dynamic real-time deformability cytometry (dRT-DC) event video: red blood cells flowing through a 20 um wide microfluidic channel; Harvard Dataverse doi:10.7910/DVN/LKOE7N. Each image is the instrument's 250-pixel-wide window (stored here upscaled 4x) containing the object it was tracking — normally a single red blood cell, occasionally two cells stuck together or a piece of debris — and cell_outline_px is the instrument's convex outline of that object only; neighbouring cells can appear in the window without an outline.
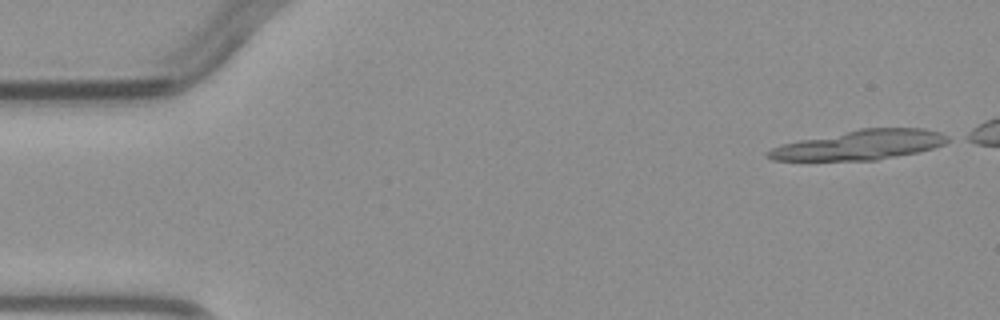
{"species": "common noctule bat (a hibernating species)", "species_latin": "Nyctalus noctula", "temperature_condition": "warm", "stored_images_in_passage": 5, "camera_frame_rate_fps": 3000, "um_per_image_px": 0.085, "animal": {"sex": "male", "body_mass_g": 23.1, "forearm_length_mm": 52.7}, "frame": {"image": 1, "passage_image": 1, "time_ms": 0.0, "image_size_px": [1000, 320], "cell_outline_px": [[952, 140], [944, 144], [920, 152], [876, 160], [772, 160], [764, 156], [764, 152], [772, 148], [784, 144], [800, 140], [860, 128], [924, 128], [940, 132], [948, 136]], "centroid_in_image_um": [73.13, 12.32], "position_along_channel_um": 11.9, "area_um2": 31.04}}